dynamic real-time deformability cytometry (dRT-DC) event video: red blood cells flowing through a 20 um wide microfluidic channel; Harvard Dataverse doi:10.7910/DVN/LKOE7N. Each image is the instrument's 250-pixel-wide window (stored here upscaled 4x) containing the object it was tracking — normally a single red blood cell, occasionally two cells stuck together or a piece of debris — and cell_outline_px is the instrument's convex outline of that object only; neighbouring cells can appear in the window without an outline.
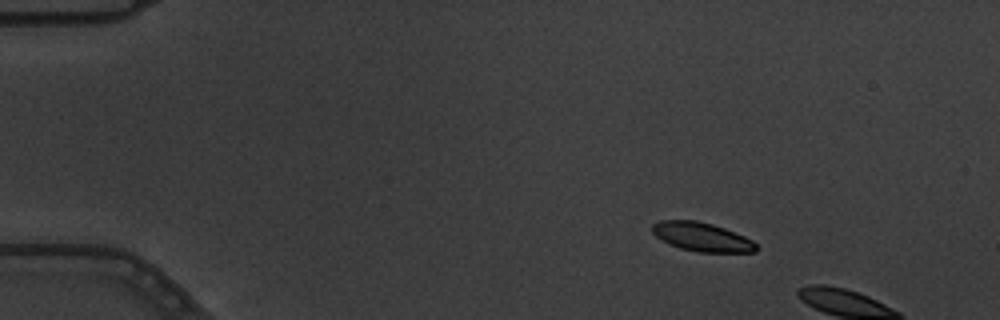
{"species": "common noctule bat (a hibernating species)", "species_latin": "Nyctalus noctula", "temperature_condition": "warm", "stored_images_in_passage": 2, "camera_frame_rate_fps": 3000, "um_per_image_px": 0.085, "animal": {"sex": "male", "body_mass_g": 19.5, "forearm_length_mm": 54.6}, "frame": {"image": 1, "passage_image": 1, "time_ms": 0.0, "image_size_px": [1000, 320], "cell_outline_px": [[756, 252], [696, 252], [680, 248], [668, 244], [656, 236], [652, 232], [652, 224], [660, 220], [696, 220], [712, 224], [724, 228], [744, 236], [752, 240], [756, 244]], "centroid_in_image_um": [59.63, 20.13], "position_along_channel_um": 25.4, "area_um2": 17.46}}